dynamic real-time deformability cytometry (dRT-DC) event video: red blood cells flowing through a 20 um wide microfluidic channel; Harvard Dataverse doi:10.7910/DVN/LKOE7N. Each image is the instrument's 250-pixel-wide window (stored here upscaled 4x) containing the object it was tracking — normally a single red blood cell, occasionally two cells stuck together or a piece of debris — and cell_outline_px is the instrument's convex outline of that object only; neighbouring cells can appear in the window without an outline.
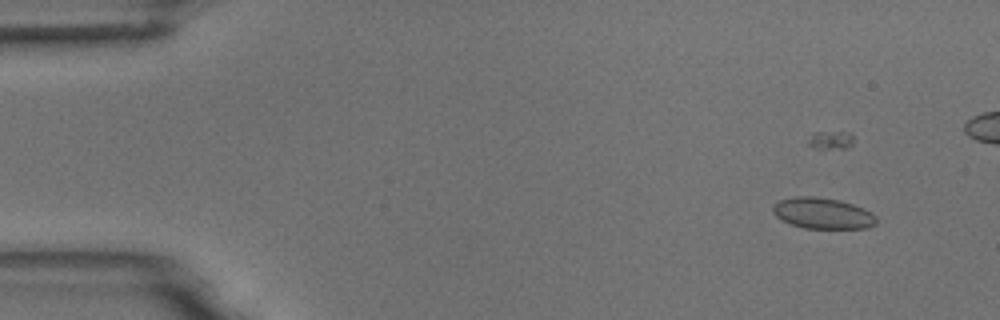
{"species": "common noctule bat (a hibernating species)", "species_latin": "Nyctalus noctula", "temperature_condition": "room temperature", "stored_images_in_passage": 56, "camera_frame_rate_fps": 3000, "um_per_image_px": 0.085, "animal": {"sex": "male", "body_mass_g": 18.8}, "frame": {"image": 1, "passage_image": 6, "time_ms": 1.667, "image_size_px": [1000, 320], "cell_outline_px": [[876, 224], [868, 228], [804, 228], [780, 220], [772, 212], [772, 208], [780, 200], [796, 196], [816, 196], [840, 200], [864, 208], [876, 216]], "centroid_in_image_um": [69.93, 18.13], "position_along_channel_um": 15.1, "area_um2": 18.73}}
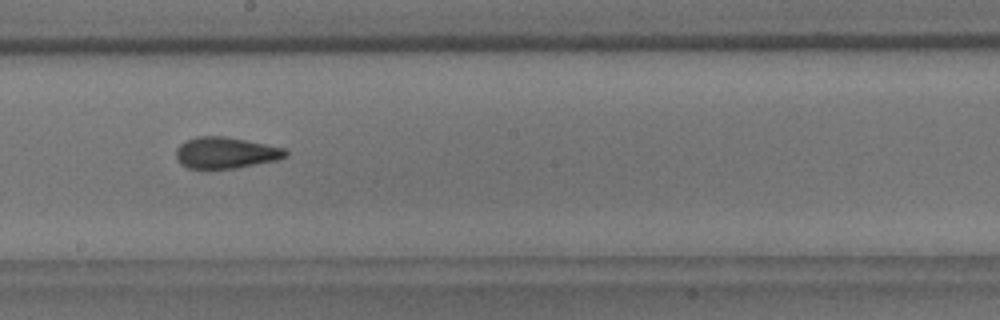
{"frame": {"image": 2, "passage_image": 32, "time_ms": 10.333, "image_size_px": [1000, 320], "cell_outline_px": [[288, 156], [276, 160], [236, 168], [188, 168], [180, 164], [176, 156], [176, 148], [180, 144], [196, 136], [224, 136], [288, 148]], "centroid_in_image_um": [19.21, 12.98], "position_along_channel_um": 229.0, "area_um2": 20.0}}
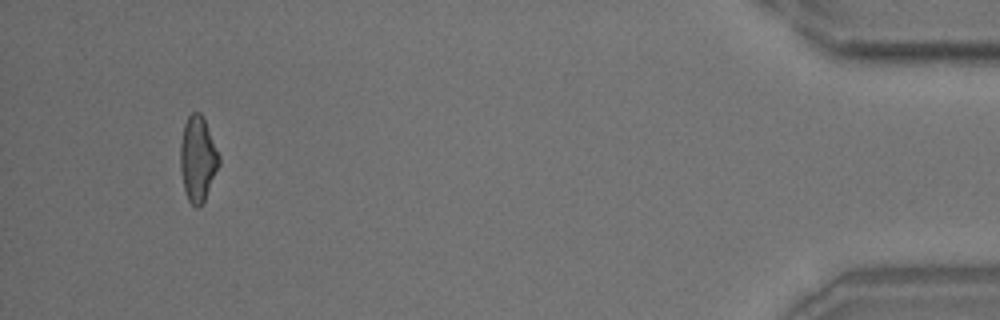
{"frame": {"image": 3, "passage_image": 53, "time_ms": 17.333, "image_size_px": [1000, 320], "cell_outline_px": [[220, 164], [204, 200], [200, 208], [196, 208], [188, 200], [184, 188], [180, 168], [180, 144], [184, 124], [188, 116], [192, 112], [200, 112], [204, 120], [220, 156]], "centroid_in_image_um": [16.8, 13.51], "position_along_channel_um": 418.4, "area_um2": 19.07}, "authors_computed_cell_mechanics": {"area_um2": 19.4497, "velocity_mm_per_s": 3.7368, "shape_relaxation_time_tau1_ms": 9.1044, "shape_relaxation_time_tau2_ms": 2.4503, "deformation_change_tau1": 0.176, "deformation_change_tau2": 0.0883}}